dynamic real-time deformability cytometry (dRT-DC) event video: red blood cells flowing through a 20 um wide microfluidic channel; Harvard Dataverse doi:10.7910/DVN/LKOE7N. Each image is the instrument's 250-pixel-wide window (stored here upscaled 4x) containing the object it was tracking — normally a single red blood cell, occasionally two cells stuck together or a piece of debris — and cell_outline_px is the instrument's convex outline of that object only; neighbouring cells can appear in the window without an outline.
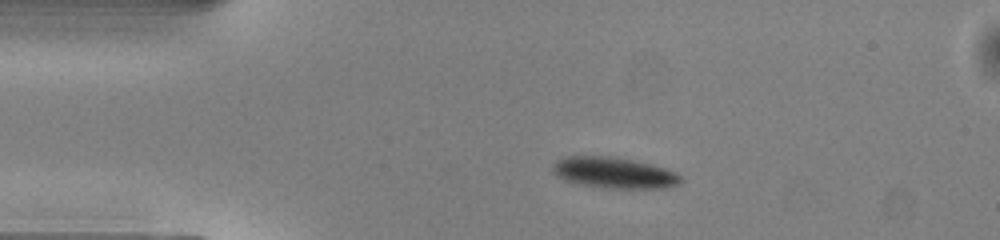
{"species": "common noctule bat (a hibernating species)", "species_latin": "Nyctalus noctula", "temperature_condition": "warm", "stored_images_in_passage": 42, "camera_frame_rate_fps": 3000, "um_per_image_px": 0.085, "animal": {"sex": "male", "body_mass_g": 13.0, "forearm_length_mm": 53.1}, "frame": {"image": 1, "passage_image": 1, "time_ms": 0.0, "image_size_px": [1000, 240], "cell_outline_px": [[684, 180], [680, 184], [668, 188], [608, 188], [580, 184], [568, 180], [552, 172], [552, 164], [556, 160], [564, 156], [616, 156], [652, 164], [676, 172]], "centroid_in_image_um": [52.24, 14.67], "position_along_channel_um": 32.8, "area_um2": 23.29}}
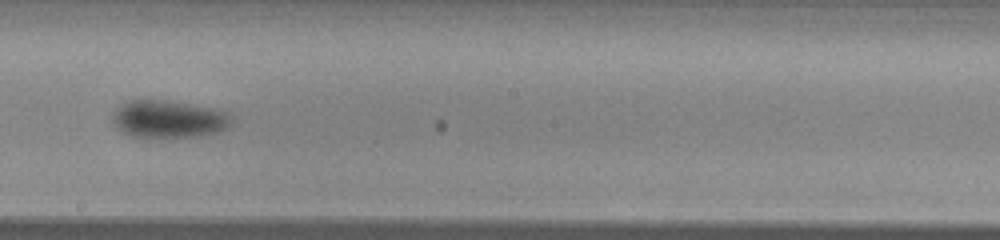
{"frame": {"image": 2, "passage_image": 19, "time_ms": 6.0, "image_size_px": [1000, 240], "cell_outline_px": [[232, 124], [228, 128], [216, 132], [200, 136], [132, 136], [116, 128], [112, 120], [112, 116], [128, 100], [168, 100], [212, 108], [228, 112], [232, 116]], "centroid_in_image_um": [14.39, 10.11], "position_along_channel_um": 233.8, "area_um2": 25.61}}
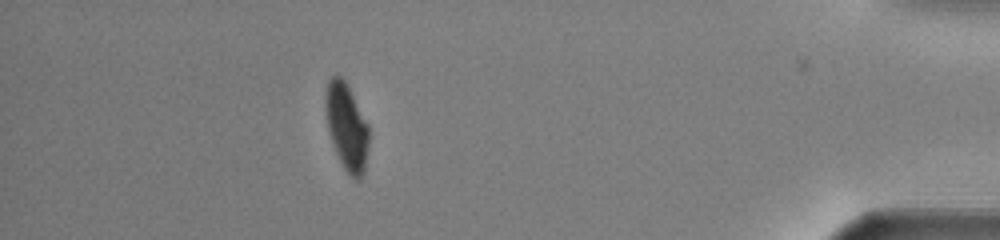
{"frame": {"image": 3, "passage_image": 36, "time_ms": 11.667, "image_size_px": [1000, 240], "cell_outline_px": [[368, 148], [364, 172], [360, 180], [356, 180], [344, 168], [336, 152], [328, 132], [324, 100], [324, 96], [328, 80], [332, 76], [340, 76], [344, 80], [368, 124]], "centroid_in_image_um": [29.45, 10.78], "position_along_channel_um": 405.8, "area_um2": 21.68}, "authors_computed_cell_mechanics": {"area_um2": 25.6343, "velocity_mm_per_s": 4.0304, "shape_relaxation_time_tau1_ms": 3.5543, "shape_relaxation_time_tau2_ms": 5.3444, "deformation_change_tau1": 0.1181, "deformation_change_tau2": 0.0605}}